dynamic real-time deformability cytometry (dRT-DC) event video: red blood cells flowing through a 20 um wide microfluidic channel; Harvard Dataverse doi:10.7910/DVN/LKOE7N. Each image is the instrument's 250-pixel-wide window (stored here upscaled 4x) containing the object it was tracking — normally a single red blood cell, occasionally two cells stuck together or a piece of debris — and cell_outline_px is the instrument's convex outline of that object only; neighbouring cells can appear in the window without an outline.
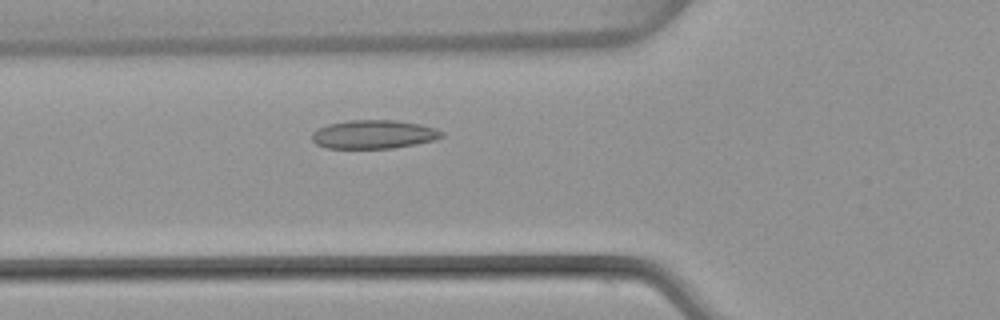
{"species": "common noctule bat (a hibernating species)", "species_latin": "Nyctalus noctula", "temperature_condition": "warm", "stored_images_in_passage": 47, "camera_frame_rate_fps": 3000, "um_per_image_px": 0.085, "animal": {"sex": "female", "body_mass_g": 22.7, "forearm_length_mm": 54.2}, "frame": {"image": 1, "passage_image": 14, "time_ms": 4.333, "image_size_px": [1000, 320], "cell_outline_px": [[444, 136], [432, 140], [416, 144], [392, 148], [324, 148], [316, 144], [312, 140], [312, 132], [316, 128], [328, 124], [348, 120], [392, 120], [420, 124], [436, 128], [444, 132]], "centroid_in_image_um": [31.73, 11.42], "position_along_channel_um": 94.1, "area_um2": 21.73}}
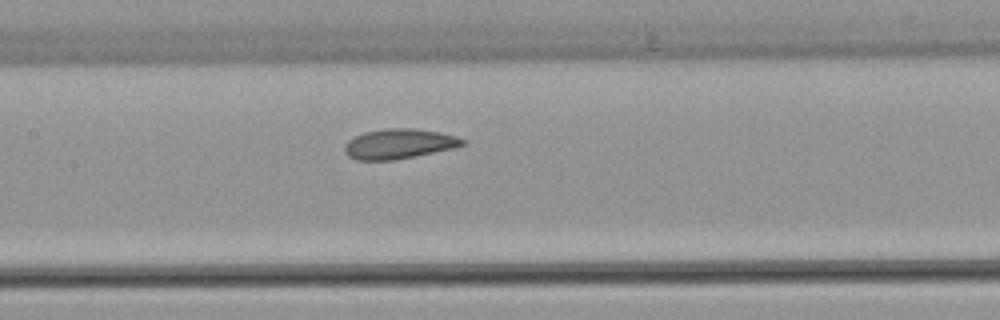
{"frame": {"image": 2, "passage_image": 20, "time_ms": 6.333, "image_size_px": [1000, 320], "cell_outline_px": [[464, 144], [456, 148], [396, 160], [356, 160], [348, 156], [344, 152], [344, 144], [348, 140], [364, 132], [384, 128], [416, 128], [440, 132], [456, 136], [464, 140]], "centroid_in_image_um": [33.9, 12.23], "position_along_channel_um": 173.5, "area_um2": 20.81}}
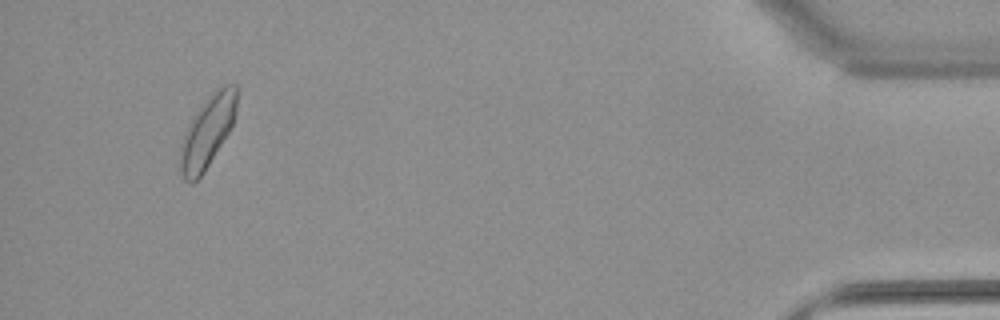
{"frame": {"image": 3, "passage_image": 44, "time_ms": 14.333, "image_size_px": [1000, 320], "cell_outline_px": [[236, 112], [232, 124], [228, 132], [204, 172], [192, 184], [184, 180], [180, 172], [180, 144], [184, 132], [188, 124], [200, 104], [216, 88], [224, 84], [236, 84]], "centroid_in_image_um": [17.6, 11.18], "position_along_channel_um": 417.6, "area_um2": 23.58}, "authors_computed_cell_mechanics": {"area_um2": 20.9814, "velocity_mm_per_s": 3.9509, "shape_relaxation_time_tau1_ms": 3.7391, "shape_relaxation_time_tau2_ms": 2.4007, "deformation_change_tau1": 0.0995, "deformation_change_tau2": 0.0588}}